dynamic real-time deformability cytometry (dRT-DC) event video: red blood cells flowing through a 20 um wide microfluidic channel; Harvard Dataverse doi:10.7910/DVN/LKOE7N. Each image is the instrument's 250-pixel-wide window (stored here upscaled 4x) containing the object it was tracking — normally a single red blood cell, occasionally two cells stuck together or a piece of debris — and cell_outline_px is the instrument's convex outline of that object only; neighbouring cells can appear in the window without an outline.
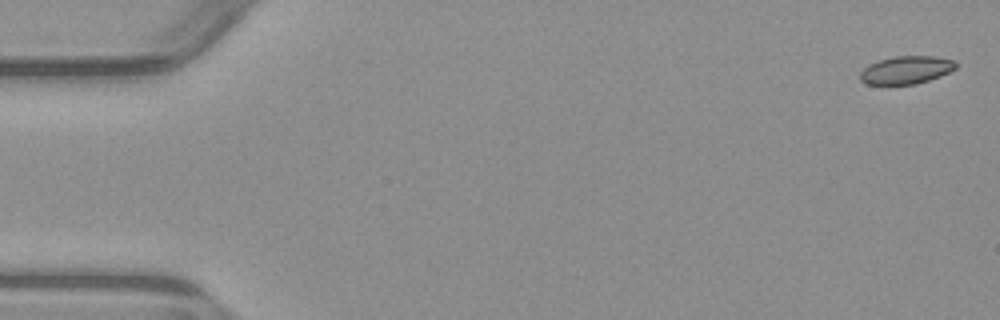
{"species": "common noctule bat (a hibernating species)", "species_latin": "Nyctalus noctula", "temperature_condition": "warm", "stored_images_in_passage": 4, "camera_frame_rate_fps": 3000, "um_per_image_px": 0.085, "animal": {"sex": "male", "body_mass_g": 23.1, "forearm_length_mm": 52.7}, "frame": {"image": 1, "passage_image": 1, "time_ms": 0.0, "image_size_px": [1000, 320], "cell_outline_px": [[956, 68], [940, 76], [916, 84], [888, 88], [868, 84], [860, 80], [860, 72], [868, 64], [880, 60], [896, 56], [936, 56], [956, 60]], "centroid_in_image_um": [76.98, 5.99], "position_along_channel_um": 8.0, "area_um2": 16.18}}
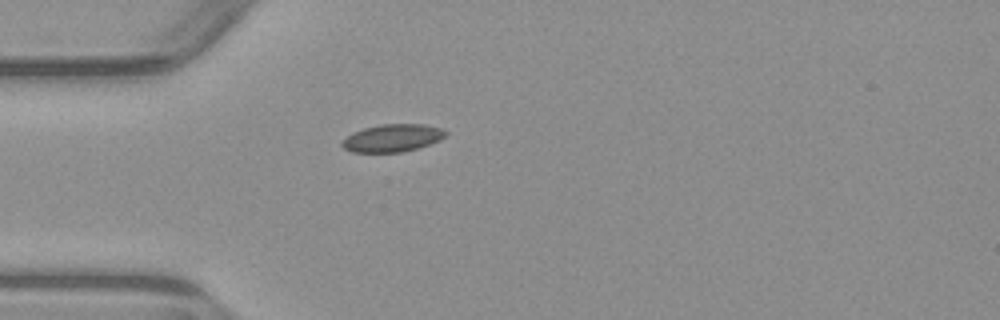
{"frame": {"image": 2, "passage_image": 4, "time_ms": 4.667, "image_size_px": [1000, 320], "cell_outline_px": [[448, 136], [440, 140], [416, 148], [400, 152], [352, 152], [344, 148], [340, 144], [352, 132], [364, 128], [380, 124], [424, 124], [440, 128], [448, 132]], "centroid_in_image_um": [33.37, 11.72], "position_along_channel_um": 51.6, "area_um2": 16.59}}